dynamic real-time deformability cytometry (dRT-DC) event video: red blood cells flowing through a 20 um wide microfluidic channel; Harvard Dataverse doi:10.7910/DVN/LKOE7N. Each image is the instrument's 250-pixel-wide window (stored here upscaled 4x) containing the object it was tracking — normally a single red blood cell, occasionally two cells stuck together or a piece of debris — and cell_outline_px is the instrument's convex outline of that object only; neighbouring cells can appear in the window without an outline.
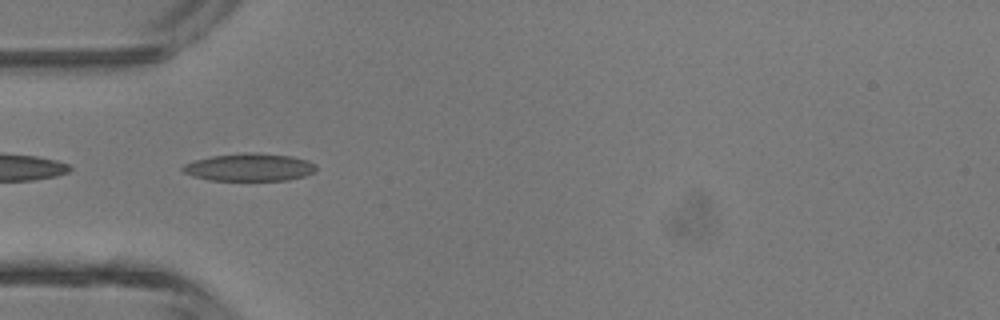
{"species": "common noctule bat (a hibernating species)", "species_latin": "Nyctalus noctula", "temperature_condition": "room temperature", "stored_images_in_passage": 5, "camera_frame_rate_fps": 3000, "um_per_image_px": 0.085, "animal": {"sex": "male", "body_mass_g": 13.3}, "frame": {"image": 1, "passage_image": 4, "time_ms": 3.667, "image_size_px": [1000, 320], "cell_outline_px": [[316, 168], [312, 172], [304, 176], [288, 180], [208, 180], [192, 176], [184, 172], [180, 168], [184, 164], [192, 160], [212, 156], [244, 152], [260, 152], [292, 156], [308, 160], [316, 164]], "centroid_in_image_um": [21.18, 14.2], "position_along_channel_um": 63.8, "area_um2": 21.73}}
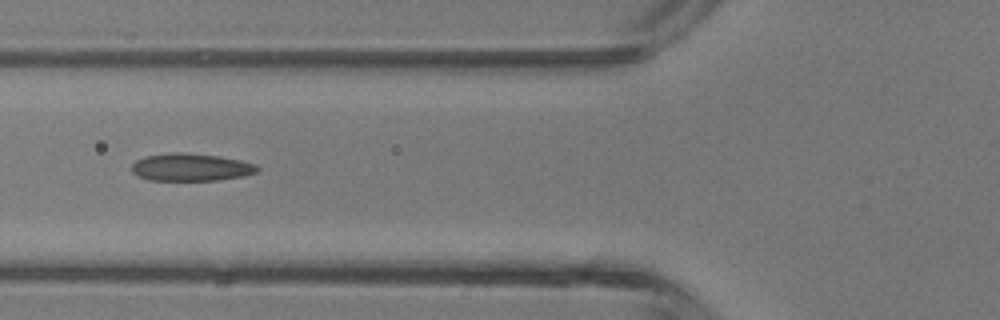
{"frame": {"image": 2, "passage_image": 5, "time_ms": 4.667, "image_size_px": [1000, 320], "cell_outline_px": [[260, 168], [256, 172], [244, 176], [216, 180], [148, 180], [136, 176], [132, 172], [132, 164], [136, 160], [148, 156], [176, 152], [180, 152], [220, 156], [240, 160], [256, 164]], "centroid_in_image_um": [16.23, 14.22], "position_along_channel_um": 109.6, "area_um2": 20.11}}